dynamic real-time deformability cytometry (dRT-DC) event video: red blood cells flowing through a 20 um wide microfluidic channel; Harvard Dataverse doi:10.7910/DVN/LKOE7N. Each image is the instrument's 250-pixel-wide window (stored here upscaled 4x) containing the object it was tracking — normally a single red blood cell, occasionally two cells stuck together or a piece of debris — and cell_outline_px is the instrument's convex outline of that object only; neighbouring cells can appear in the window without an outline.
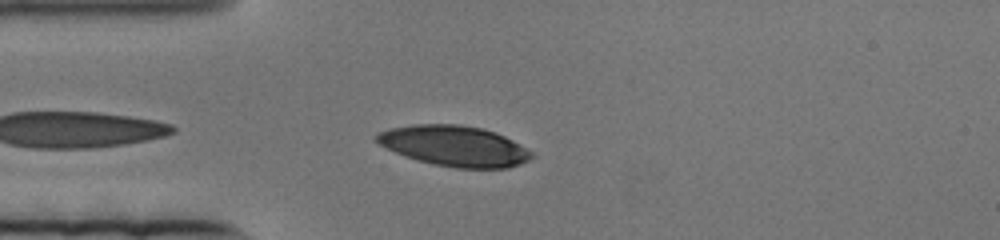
{"species": "human", "species_latin": "Homo sapiens", "temperature_condition": "cold", "stored_images_in_passage": 62, "camera_frame_rate_fps": 3000, "um_per_image_px": 0.085, "donor": {"sex": "female"}, "frame": {"image": 1, "passage_image": 5, "time_ms": 1.333, "image_size_px": [1000, 240], "cell_outline_px": [[536, 156], [520, 164], [508, 168], [456, 168], [432, 164], [404, 156], [380, 144], [376, 140], [376, 136], [380, 132], [388, 128], [412, 124], [460, 124], [484, 128], [496, 132], [520, 144], [532, 152]], "centroid_in_image_um": [38.65, 12.4], "position_along_channel_um": 46.3, "area_um2": 36.7}}
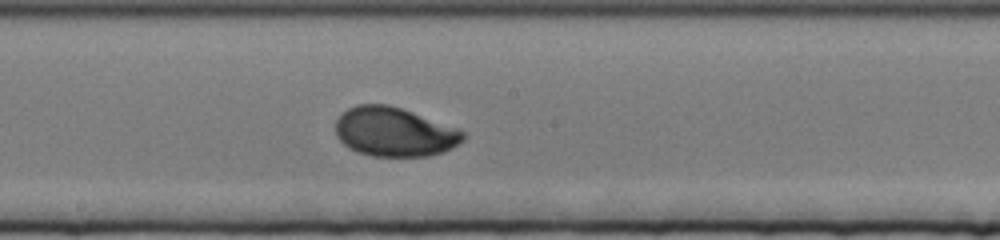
{"frame": {"image": 2, "passage_image": 28, "time_ms": 9.0, "image_size_px": [1000, 240], "cell_outline_px": [[464, 140], [452, 148], [444, 152], [428, 156], [372, 156], [356, 152], [348, 148], [336, 136], [336, 120], [348, 108], [356, 104], [388, 104], [412, 112], [456, 128], [464, 132]], "centroid_in_image_um": [33.49, 11.22], "position_along_channel_um": 214.7, "area_um2": 36.41}}
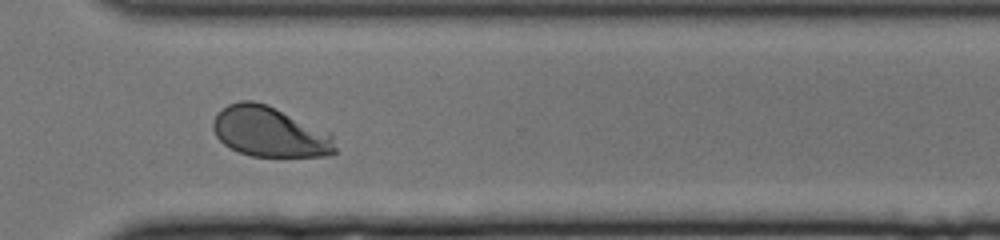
{"frame": {"image": 3, "passage_image": 45, "time_ms": 14.667, "image_size_px": [1000, 240], "cell_outline_px": [[336, 152], [324, 156], [252, 156], [240, 152], [224, 144], [216, 136], [212, 128], [212, 124], [216, 116], [228, 104], [240, 100], [252, 100], [268, 104], [332, 136], [336, 148]], "centroid_in_image_um": [22.87, 11.21], "position_along_channel_um": 347.7, "area_um2": 34.97}}